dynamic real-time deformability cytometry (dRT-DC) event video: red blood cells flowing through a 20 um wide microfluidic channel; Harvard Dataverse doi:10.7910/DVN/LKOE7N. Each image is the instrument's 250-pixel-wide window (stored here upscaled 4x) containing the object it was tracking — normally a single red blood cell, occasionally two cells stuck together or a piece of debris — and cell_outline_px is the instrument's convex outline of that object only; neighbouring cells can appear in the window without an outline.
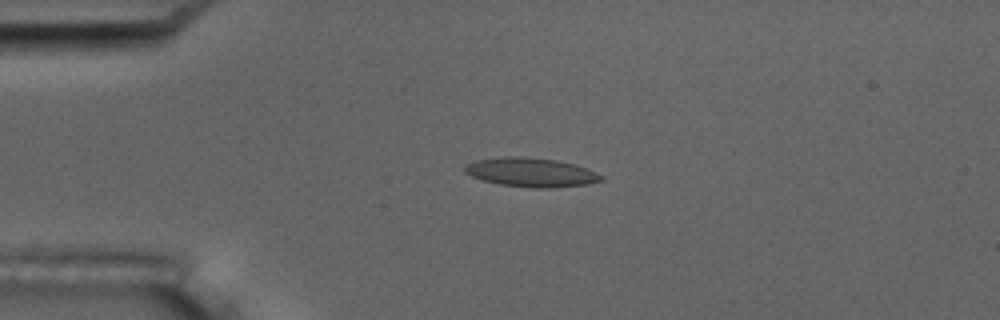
{"species": "common noctule bat (a hibernating species)", "species_latin": "Nyctalus noctula", "temperature_condition": "room temperature", "stored_images_in_passage": 55, "camera_frame_rate_fps": 3000, "um_per_image_px": 0.085, "animal": {"sex": "male", "body_mass_g": 17.5, "forearm_length_mm": 52.3}, "frame": {"image": 1, "passage_image": 13, "time_ms": 4.0, "image_size_px": [1000, 320], "cell_outline_px": [[604, 180], [588, 184], [552, 188], [536, 188], [500, 184], [484, 180], [472, 176], [464, 172], [464, 168], [468, 164], [476, 160], [508, 156], [524, 156], [556, 160], [576, 164], [588, 168], [604, 176]], "centroid_in_image_um": [45.2, 14.64], "position_along_channel_um": 39.8, "area_um2": 23.12}}
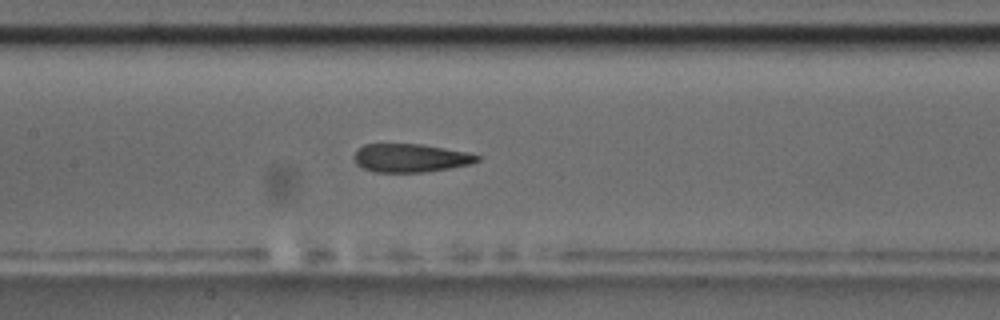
{"frame": {"image": 2, "passage_image": 26, "time_ms": 8.333, "image_size_px": [1000, 320], "cell_outline_px": [[480, 160], [472, 164], [424, 172], [376, 172], [364, 168], [356, 164], [356, 152], [364, 144], [420, 144], [468, 152], [480, 156]], "centroid_in_image_um": [34.94, 13.43], "position_along_channel_um": 172.5, "area_um2": 20.11}}
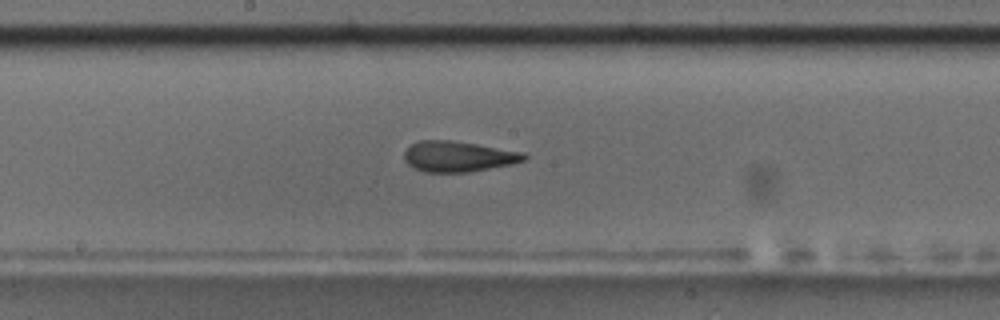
{"frame": {"image": 3, "passage_image": 29, "time_ms": 9.333, "image_size_px": [1000, 320], "cell_outline_px": [[528, 156], [524, 160], [512, 164], [468, 172], [424, 172], [408, 164], [404, 160], [404, 152], [412, 144], [420, 140], [452, 140], [524, 152]], "centroid_in_image_um": [38.95, 13.3], "position_along_channel_um": 209.3, "area_um2": 21.27}, "authors_computed_cell_mechanics": {"area_um2": 21.5016, "velocity_mm_per_s": 3.7065, "shape_relaxation_time_tau1_ms": 7.5155, "shape_relaxation_time_tau2_ms": 2.3729, "deformation_change_tau1": 0.2252, "deformation_change_tau2": 0.1177}}